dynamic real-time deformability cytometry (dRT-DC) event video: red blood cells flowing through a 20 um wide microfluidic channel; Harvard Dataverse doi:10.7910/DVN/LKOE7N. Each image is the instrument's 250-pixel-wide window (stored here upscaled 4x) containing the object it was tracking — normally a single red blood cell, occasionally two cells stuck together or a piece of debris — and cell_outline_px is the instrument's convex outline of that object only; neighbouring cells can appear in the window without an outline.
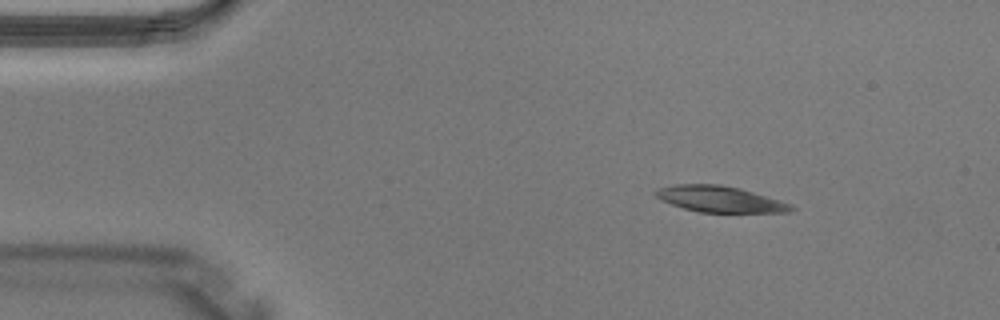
{"species": "Egyptian fruit bat (a non-hibernating species)", "species_latin": "Rousettus aegyptiacus", "temperature_condition": "warm", "stored_images_in_passage": 4, "camera_frame_rate_fps": 3000, "um_per_image_px": 0.085, "animal": {"sex": "male"}, "frame": {"image": 1, "passage_image": 4, "time_ms": 1.0, "image_size_px": [1000, 320], "cell_outline_px": [[796, 208], [788, 212], [700, 212], [684, 208], [660, 200], [656, 196], [656, 188], [676, 184], [720, 184], [740, 188], [780, 200], [792, 204]], "centroid_in_image_um": [61.19, 16.92], "position_along_channel_um": 23.8, "area_um2": 20.52}}